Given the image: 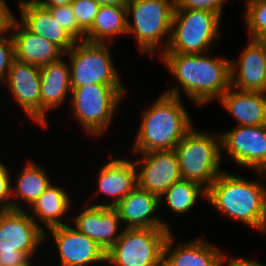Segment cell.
Listing matches in <instances>:
<instances>
[{"label":"cell","instance_id":"obj_35","mask_svg":"<svg viewBox=\"0 0 266 266\" xmlns=\"http://www.w3.org/2000/svg\"><path fill=\"white\" fill-rule=\"evenodd\" d=\"M259 259H253L250 257H231L228 255V253H224L222 260L220 262V266H266V264H263L258 261Z\"/></svg>","mask_w":266,"mask_h":266},{"label":"cell","instance_id":"obj_10","mask_svg":"<svg viewBox=\"0 0 266 266\" xmlns=\"http://www.w3.org/2000/svg\"><path fill=\"white\" fill-rule=\"evenodd\" d=\"M168 228L124 229L106 252L108 266H163V247Z\"/></svg>","mask_w":266,"mask_h":266},{"label":"cell","instance_id":"obj_26","mask_svg":"<svg viewBox=\"0 0 266 266\" xmlns=\"http://www.w3.org/2000/svg\"><path fill=\"white\" fill-rule=\"evenodd\" d=\"M127 35L126 7L101 5L91 28L84 40L92 43L113 44L115 38Z\"/></svg>","mask_w":266,"mask_h":266},{"label":"cell","instance_id":"obj_11","mask_svg":"<svg viewBox=\"0 0 266 266\" xmlns=\"http://www.w3.org/2000/svg\"><path fill=\"white\" fill-rule=\"evenodd\" d=\"M220 134L222 158L227 155L240 168L266 172V124L235 125Z\"/></svg>","mask_w":266,"mask_h":266},{"label":"cell","instance_id":"obj_2","mask_svg":"<svg viewBox=\"0 0 266 266\" xmlns=\"http://www.w3.org/2000/svg\"><path fill=\"white\" fill-rule=\"evenodd\" d=\"M253 173L258 176L257 180L222 171L207 189L205 202L226 219L266 235V172Z\"/></svg>","mask_w":266,"mask_h":266},{"label":"cell","instance_id":"obj_4","mask_svg":"<svg viewBox=\"0 0 266 266\" xmlns=\"http://www.w3.org/2000/svg\"><path fill=\"white\" fill-rule=\"evenodd\" d=\"M175 7L176 0L129 1L126 6L127 36L133 35L136 39L141 55L153 58L165 52L170 40Z\"/></svg>","mask_w":266,"mask_h":266},{"label":"cell","instance_id":"obj_3","mask_svg":"<svg viewBox=\"0 0 266 266\" xmlns=\"http://www.w3.org/2000/svg\"><path fill=\"white\" fill-rule=\"evenodd\" d=\"M141 111L138 132L131 146L134 154L175 150L194 126L182 98L163 92Z\"/></svg>","mask_w":266,"mask_h":266},{"label":"cell","instance_id":"obj_15","mask_svg":"<svg viewBox=\"0 0 266 266\" xmlns=\"http://www.w3.org/2000/svg\"><path fill=\"white\" fill-rule=\"evenodd\" d=\"M2 84L8 88L6 91H9L17 107L41 127L40 68L15 59Z\"/></svg>","mask_w":266,"mask_h":266},{"label":"cell","instance_id":"obj_36","mask_svg":"<svg viewBox=\"0 0 266 266\" xmlns=\"http://www.w3.org/2000/svg\"><path fill=\"white\" fill-rule=\"evenodd\" d=\"M43 8H52L57 6H63L71 4L73 0H34Z\"/></svg>","mask_w":266,"mask_h":266},{"label":"cell","instance_id":"obj_39","mask_svg":"<svg viewBox=\"0 0 266 266\" xmlns=\"http://www.w3.org/2000/svg\"><path fill=\"white\" fill-rule=\"evenodd\" d=\"M258 41L266 44V29L265 31L257 38Z\"/></svg>","mask_w":266,"mask_h":266},{"label":"cell","instance_id":"obj_14","mask_svg":"<svg viewBox=\"0 0 266 266\" xmlns=\"http://www.w3.org/2000/svg\"><path fill=\"white\" fill-rule=\"evenodd\" d=\"M136 159L138 187L160 196L175 182L181 180L175 150L151 151L133 154ZM140 157V158H139Z\"/></svg>","mask_w":266,"mask_h":266},{"label":"cell","instance_id":"obj_17","mask_svg":"<svg viewBox=\"0 0 266 266\" xmlns=\"http://www.w3.org/2000/svg\"><path fill=\"white\" fill-rule=\"evenodd\" d=\"M231 86L266 93V44L248 38L238 58L230 59Z\"/></svg>","mask_w":266,"mask_h":266},{"label":"cell","instance_id":"obj_5","mask_svg":"<svg viewBox=\"0 0 266 266\" xmlns=\"http://www.w3.org/2000/svg\"><path fill=\"white\" fill-rule=\"evenodd\" d=\"M127 90L123 85L90 84L72 87L70 113L87 136H104L112 127L116 110L126 97Z\"/></svg>","mask_w":266,"mask_h":266},{"label":"cell","instance_id":"obj_29","mask_svg":"<svg viewBox=\"0 0 266 266\" xmlns=\"http://www.w3.org/2000/svg\"><path fill=\"white\" fill-rule=\"evenodd\" d=\"M57 20L77 41H83L85 32L78 26L71 4L47 8Z\"/></svg>","mask_w":266,"mask_h":266},{"label":"cell","instance_id":"obj_24","mask_svg":"<svg viewBox=\"0 0 266 266\" xmlns=\"http://www.w3.org/2000/svg\"><path fill=\"white\" fill-rule=\"evenodd\" d=\"M67 190L62 186L52 183L43 194L25 210L29 213L37 225L45 232L50 228L71 223L69 209L73 204ZM68 213V214H67ZM64 217V218H63ZM66 217H68L66 219ZM65 221H62V220ZM66 222V223H65ZM46 228V229H45Z\"/></svg>","mask_w":266,"mask_h":266},{"label":"cell","instance_id":"obj_37","mask_svg":"<svg viewBox=\"0 0 266 266\" xmlns=\"http://www.w3.org/2000/svg\"><path fill=\"white\" fill-rule=\"evenodd\" d=\"M99 5H117L126 7L130 0H94Z\"/></svg>","mask_w":266,"mask_h":266},{"label":"cell","instance_id":"obj_25","mask_svg":"<svg viewBox=\"0 0 266 266\" xmlns=\"http://www.w3.org/2000/svg\"><path fill=\"white\" fill-rule=\"evenodd\" d=\"M35 162L28 158L20 168V173L11 177L12 209L25 210L23 204H27L29 208L54 183L49 177L48 169Z\"/></svg>","mask_w":266,"mask_h":266},{"label":"cell","instance_id":"obj_20","mask_svg":"<svg viewBox=\"0 0 266 266\" xmlns=\"http://www.w3.org/2000/svg\"><path fill=\"white\" fill-rule=\"evenodd\" d=\"M66 60V61H65ZM41 82V127L47 128L50 111L61 108L60 105L69 103L72 92L70 69L66 57L40 67Z\"/></svg>","mask_w":266,"mask_h":266},{"label":"cell","instance_id":"obj_32","mask_svg":"<svg viewBox=\"0 0 266 266\" xmlns=\"http://www.w3.org/2000/svg\"><path fill=\"white\" fill-rule=\"evenodd\" d=\"M14 60V41L10 33L9 35L0 38V85L7 78Z\"/></svg>","mask_w":266,"mask_h":266},{"label":"cell","instance_id":"obj_38","mask_svg":"<svg viewBox=\"0 0 266 266\" xmlns=\"http://www.w3.org/2000/svg\"><path fill=\"white\" fill-rule=\"evenodd\" d=\"M32 260L35 262V260H36L35 255L29 256L25 261L20 263L18 266H37V264L32 262ZM38 266H40V265H38Z\"/></svg>","mask_w":266,"mask_h":266},{"label":"cell","instance_id":"obj_33","mask_svg":"<svg viewBox=\"0 0 266 266\" xmlns=\"http://www.w3.org/2000/svg\"><path fill=\"white\" fill-rule=\"evenodd\" d=\"M12 172L0 160V211L12 209Z\"/></svg>","mask_w":266,"mask_h":266},{"label":"cell","instance_id":"obj_9","mask_svg":"<svg viewBox=\"0 0 266 266\" xmlns=\"http://www.w3.org/2000/svg\"><path fill=\"white\" fill-rule=\"evenodd\" d=\"M111 46L109 43L83 40L77 41L65 53L70 69L71 87L90 84L124 85L112 58Z\"/></svg>","mask_w":266,"mask_h":266},{"label":"cell","instance_id":"obj_8","mask_svg":"<svg viewBox=\"0 0 266 266\" xmlns=\"http://www.w3.org/2000/svg\"><path fill=\"white\" fill-rule=\"evenodd\" d=\"M43 243L45 232L26 210L0 211V266H18Z\"/></svg>","mask_w":266,"mask_h":266},{"label":"cell","instance_id":"obj_34","mask_svg":"<svg viewBox=\"0 0 266 266\" xmlns=\"http://www.w3.org/2000/svg\"><path fill=\"white\" fill-rule=\"evenodd\" d=\"M7 0H0V38L11 33V26L17 17L10 9Z\"/></svg>","mask_w":266,"mask_h":266},{"label":"cell","instance_id":"obj_13","mask_svg":"<svg viewBox=\"0 0 266 266\" xmlns=\"http://www.w3.org/2000/svg\"><path fill=\"white\" fill-rule=\"evenodd\" d=\"M109 161H104L96 173V190L93 192V198H101V194L105 195V200L94 203L90 200L87 204L103 207H116L133 189L138 186L136 164L128 157L112 158L109 155ZM98 186V187H97ZM100 194V195H99ZM107 199V201H106ZM90 201V202H89ZM92 203V204H91Z\"/></svg>","mask_w":266,"mask_h":266},{"label":"cell","instance_id":"obj_12","mask_svg":"<svg viewBox=\"0 0 266 266\" xmlns=\"http://www.w3.org/2000/svg\"><path fill=\"white\" fill-rule=\"evenodd\" d=\"M57 251L58 266H105L106 252L71 223L45 231V241L52 240Z\"/></svg>","mask_w":266,"mask_h":266},{"label":"cell","instance_id":"obj_7","mask_svg":"<svg viewBox=\"0 0 266 266\" xmlns=\"http://www.w3.org/2000/svg\"><path fill=\"white\" fill-rule=\"evenodd\" d=\"M222 17L207 10H174L170 40L164 53L201 54L216 46Z\"/></svg>","mask_w":266,"mask_h":266},{"label":"cell","instance_id":"obj_31","mask_svg":"<svg viewBox=\"0 0 266 266\" xmlns=\"http://www.w3.org/2000/svg\"><path fill=\"white\" fill-rule=\"evenodd\" d=\"M229 0H176L175 10H207L223 17L225 5Z\"/></svg>","mask_w":266,"mask_h":266},{"label":"cell","instance_id":"obj_28","mask_svg":"<svg viewBox=\"0 0 266 266\" xmlns=\"http://www.w3.org/2000/svg\"><path fill=\"white\" fill-rule=\"evenodd\" d=\"M243 22L250 39H257L266 29V0H246Z\"/></svg>","mask_w":266,"mask_h":266},{"label":"cell","instance_id":"obj_22","mask_svg":"<svg viewBox=\"0 0 266 266\" xmlns=\"http://www.w3.org/2000/svg\"><path fill=\"white\" fill-rule=\"evenodd\" d=\"M11 35L14 41L15 59L20 62L40 68L60 60L65 55L57 45L29 31L17 18L12 23Z\"/></svg>","mask_w":266,"mask_h":266},{"label":"cell","instance_id":"obj_21","mask_svg":"<svg viewBox=\"0 0 266 266\" xmlns=\"http://www.w3.org/2000/svg\"><path fill=\"white\" fill-rule=\"evenodd\" d=\"M19 16L16 17L29 31L41 35L57 45L64 53L68 52L77 40L54 19L51 12L34 0H17Z\"/></svg>","mask_w":266,"mask_h":266},{"label":"cell","instance_id":"obj_18","mask_svg":"<svg viewBox=\"0 0 266 266\" xmlns=\"http://www.w3.org/2000/svg\"><path fill=\"white\" fill-rule=\"evenodd\" d=\"M171 231L163 247V266H220L224 250L206 238L176 242ZM175 244V245H174Z\"/></svg>","mask_w":266,"mask_h":266},{"label":"cell","instance_id":"obj_1","mask_svg":"<svg viewBox=\"0 0 266 266\" xmlns=\"http://www.w3.org/2000/svg\"><path fill=\"white\" fill-rule=\"evenodd\" d=\"M211 53H163L158 57L176 80L163 93L180 98L184 93L201 108L207 103L217 102L231 87L230 58L214 57Z\"/></svg>","mask_w":266,"mask_h":266},{"label":"cell","instance_id":"obj_27","mask_svg":"<svg viewBox=\"0 0 266 266\" xmlns=\"http://www.w3.org/2000/svg\"><path fill=\"white\" fill-rule=\"evenodd\" d=\"M200 199L207 198V189L191 180L181 179L169 187L159 198L160 208L163 206L174 215H188L195 209ZM167 206V207H166Z\"/></svg>","mask_w":266,"mask_h":266},{"label":"cell","instance_id":"obj_30","mask_svg":"<svg viewBox=\"0 0 266 266\" xmlns=\"http://www.w3.org/2000/svg\"><path fill=\"white\" fill-rule=\"evenodd\" d=\"M71 6L78 26L86 33L93 25L101 5L94 0H73Z\"/></svg>","mask_w":266,"mask_h":266},{"label":"cell","instance_id":"obj_19","mask_svg":"<svg viewBox=\"0 0 266 266\" xmlns=\"http://www.w3.org/2000/svg\"><path fill=\"white\" fill-rule=\"evenodd\" d=\"M124 229L172 227L159 216L157 195L136 187L116 207Z\"/></svg>","mask_w":266,"mask_h":266},{"label":"cell","instance_id":"obj_23","mask_svg":"<svg viewBox=\"0 0 266 266\" xmlns=\"http://www.w3.org/2000/svg\"><path fill=\"white\" fill-rule=\"evenodd\" d=\"M217 101L237 121L236 126L266 124L265 92L241 91L231 86Z\"/></svg>","mask_w":266,"mask_h":266},{"label":"cell","instance_id":"obj_16","mask_svg":"<svg viewBox=\"0 0 266 266\" xmlns=\"http://www.w3.org/2000/svg\"><path fill=\"white\" fill-rule=\"evenodd\" d=\"M82 211L71 213V225L93 239L107 252L120 238L124 227L115 207L83 204Z\"/></svg>","mask_w":266,"mask_h":266},{"label":"cell","instance_id":"obj_6","mask_svg":"<svg viewBox=\"0 0 266 266\" xmlns=\"http://www.w3.org/2000/svg\"><path fill=\"white\" fill-rule=\"evenodd\" d=\"M181 178L198 182L208 189L224 171L221 134L193 126L175 147Z\"/></svg>","mask_w":266,"mask_h":266}]
</instances>
